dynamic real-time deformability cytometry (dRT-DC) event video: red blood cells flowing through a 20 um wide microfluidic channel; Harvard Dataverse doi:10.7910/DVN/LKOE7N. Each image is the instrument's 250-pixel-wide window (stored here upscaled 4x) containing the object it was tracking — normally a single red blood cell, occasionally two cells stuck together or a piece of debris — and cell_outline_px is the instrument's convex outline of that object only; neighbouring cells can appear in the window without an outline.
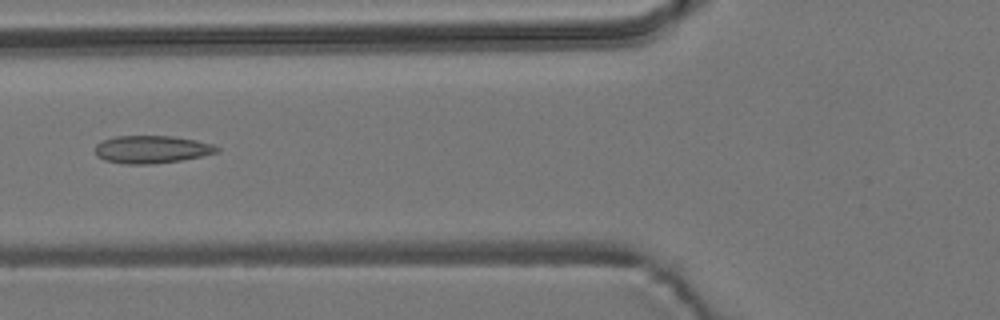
{"species": "common noctule bat (a hibernating species)", "species_latin": "Nyctalus noctula", "temperature_condition": "room temperature", "stored_images_in_passage": 5, "camera_frame_rate_fps": 3000, "um_per_image_px": 0.085, "animal": {"sex": "male", "body_mass_g": 19.2, "forearm_length_mm": 51.8}, "frame": {"image": 1, "passage_image": 2, "time_ms": 1.0, "image_size_px": [1000, 320], "cell_outline_px": [[220, 152], [180, 160], [148, 164], [124, 164], [104, 160], [96, 156], [96, 144], [100, 140], [116, 136], [172, 136], [196, 140], [212, 144], [220, 148]], "centroid_in_image_um": [12.87, 12.69], "position_along_channel_um": 112.9, "area_um2": 19.65}}
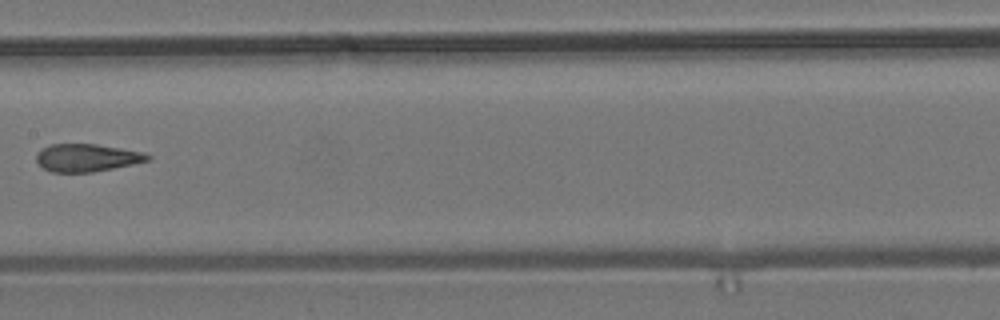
{"frame": {"image": 2, "passage_image": 4, "time_ms": 3.333, "image_size_px": [1000, 320], "cell_outline_px": [[152, 160], [92, 172], [52, 172], [44, 168], [36, 160], [36, 152], [48, 144], [96, 144], [144, 152], [152, 156]], "centroid_in_image_um": [7.39, 13.4], "position_along_channel_um": 200.0, "area_um2": 17.98}}
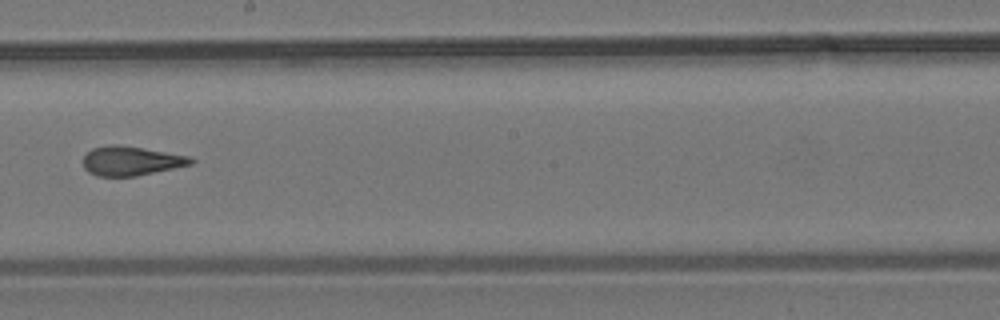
{"frame": {"image": 3, "passage_image": 5, "time_ms": 4.333, "image_size_px": [1000, 320], "cell_outline_px": [[196, 160], [192, 164], [136, 176], [96, 176], [88, 172], [84, 168], [84, 156], [92, 148], [108, 144], [116, 144], [188, 156]], "centroid_in_image_um": [11.1, 13.68], "position_along_channel_um": 237.1, "area_um2": 18.15}}